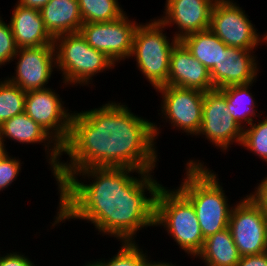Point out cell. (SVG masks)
<instances>
[{"instance_id": "obj_18", "label": "cell", "mask_w": 267, "mask_h": 266, "mask_svg": "<svg viewBox=\"0 0 267 266\" xmlns=\"http://www.w3.org/2000/svg\"><path fill=\"white\" fill-rule=\"evenodd\" d=\"M9 23L18 48L54 45L38 9L16 4Z\"/></svg>"}, {"instance_id": "obj_29", "label": "cell", "mask_w": 267, "mask_h": 266, "mask_svg": "<svg viewBox=\"0 0 267 266\" xmlns=\"http://www.w3.org/2000/svg\"><path fill=\"white\" fill-rule=\"evenodd\" d=\"M248 197L267 215V176L261 180Z\"/></svg>"}, {"instance_id": "obj_2", "label": "cell", "mask_w": 267, "mask_h": 266, "mask_svg": "<svg viewBox=\"0 0 267 266\" xmlns=\"http://www.w3.org/2000/svg\"><path fill=\"white\" fill-rule=\"evenodd\" d=\"M160 130L121 102L74 111L68 138L61 146L62 155L67 154L70 160L60 162L53 174L56 184L68 173L89 167L153 171L159 161L155 141Z\"/></svg>"}, {"instance_id": "obj_9", "label": "cell", "mask_w": 267, "mask_h": 266, "mask_svg": "<svg viewBox=\"0 0 267 266\" xmlns=\"http://www.w3.org/2000/svg\"><path fill=\"white\" fill-rule=\"evenodd\" d=\"M138 25V22L129 20L125 13L111 22L83 23L79 32L91 47L116 64L130 58Z\"/></svg>"}, {"instance_id": "obj_34", "label": "cell", "mask_w": 267, "mask_h": 266, "mask_svg": "<svg viewBox=\"0 0 267 266\" xmlns=\"http://www.w3.org/2000/svg\"><path fill=\"white\" fill-rule=\"evenodd\" d=\"M3 140L0 137V159H2L6 154H8Z\"/></svg>"}, {"instance_id": "obj_11", "label": "cell", "mask_w": 267, "mask_h": 266, "mask_svg": "<svg viewBox=\"0 0 267 266\" xmlns=\"http://www.w3.org/2000/svg\"><path fill=\"white\" fill-rule=\"evenodd\" d=\"M156 91L161 93L160 111L166 122L188 135H197L202 122L205 92L170 85L159 87Z\"/></svg>"}, {"instance_id": "obj_30", "label": "cell", "mask_w": 267, "mask_h": 266, "mask_svg": "<svg viewBox=\"0 0 267 266\" xmlns=\"http://www.w3.org/2000/svg\"><path fill=\"white\" fill-rule=\"evenodd\" d=\"M6 254L0 255V266H35L34 262L19 252Z\"/></svg>"}, {"instance_id": "obj_5", "label": "cell", "mask_w": 267, "mask_h": 266, "mask_svg": "<svg viewBox=\"0 0 267 266\" xmlns=\"http://www.w3.org/2000/svg\"><path fill=\"white\" fill-rule=\"evenodd\" d=\"M53 44L56 68L61 71L65 85L88 86L96 74L115 67L104 53L91 47L80 32L57 36Z\"/></svg>"}, {"instance_id": "obj_32", "label": "cell", "mask_w": 267, "mask_h": 266, "mask_svg": "<svg viewBox=\"0 0 267 266\" xmlns=\"http://www.w3.org/2000/svg\"><path fill=\"white\" fill-rule=\"evenodd\" d=\"M50 0H18L21 6L41 10Z\"/></svg>"}, {"instance_id": "obj_27", "label": "cell", "mask_w": 267, "mask_h": 266, "mask_svg": "<svg viewBox=\"0 0 267 266\" xmlns=\"http://www.w3.org/2000/svg\"><path fill=\"white\" fill-rule=\"evenodd\" d=\"M17 50L10 23H5L0 16V68L13 61Z\"/></svg>"}, {"instance_id": "obj_22", "label": "cell", "mask_w": 267, "mask_h": 266, "mask_svg": "<svg viewBox=\"0 0 267 266\" xmlns=\"http://www.w3.org/2000/svg\"><path fill=\"white\" fill-rule=\"evenodd\" d=\"M192 56L210 70L218 63L221 50L227 45L210 29L186 35L180 40Z\"/></svg>"}, {"instance_id": "obj_35", "label": "cell", "mask_w": 267, "mask_h": 266, "mask_svg": "<svg viewBox=\"0 0 267 266\" xmlns=\"http://www.w3.org/2000/svg\"><path fill=\"white\" fill-rule=\"evenodd\" d=\"M84 266H94L91 262L88 261V264L85 263Z\"/></svg>"}, {"instance_id": "obj_12", "label": "cell", "mask_w": 267, "mask_h": 266, "mask_svg": "<svg viewBox=\"0 0 267 266\" xmlns=\"http://www.w3.org/2000/svg\"><path fill=\"white\" fill-rule=\"evenodd\" d=\"M51 88L26 92L25 113L46 130L61 146L66 142L73 113Z\"/></svg>"}, {"instance_id": "obj_6", "label": "cell", "mask_w": 267, "mask_h": 266, "mask_svg": "<svg viewBox=\"0 0 267 266\" xmlns=\"http://www.w3.org/2000/svg\"><path fill=\"white\" fill-rule=\"evenodd\" d=\"M165 26L158 19H151L145 25H138L133 39L131 58L134 56L138 70L156 90L167 85L170 54L179 41L163 33ZM164 29V30H163Z\"/></svg>"}, {"instance_id": "obj_15", "label": "cell", "mask_w": 267, "mask_h": 266, "mask_svg": "<svg viewBox=\"0 0 267 266\" xmlns=\"http://www.w3.org/2000/svg\"><path fill=\"white\" fill-rule=\"evenodd\" d=\"M216 1L166 0L164 16L158 20L167 27L176 24L179 31L173 36L181 40L191 33L209 29L212 8Z\"/></svg>"}, {"instance_id": "obj_10", "label": "cell", "mask_w": 267, "mask_h": 266, "mask_svg": "<svg viewBox=\"0 0 267 266\" xmlns=\"http://www.w3.org/2000/svg\"><path fill=\"white\" fill-rule=\"evenodd\" d=\"M199 135H205V139L224 152L233 143L241 145L243 128L229 114L226 96L219 89L204 93L202 122L196 136Z\"/></svg>"}, {"instance_id": "obj_23", "label": "cell", "mask_w": 267, "mask_h": 266, "mask_svg": "<svg viewBox=\"0 0 267 266\" xmlns=\"http://www.w3.org/2000/svg\"><path fill=\"white\" fill-rule=\"evenodd\" d=\"M83 23H103L125 14L118 0H78Z\"/></svg>"}, {"instance_id": "obj_16", "label": "cell", "mask_w": 267, "mask_h": 266, "mask_svg": "<svg viewBox=\"0 0 267 266\" xmlns=\"http://www.w3.org/2000/svg\"><path fill=\"white\" fill-rule=\"evenodd\" d=\"M0 137L3 142L8 138L20 144L44 143L52 174L57 171L61 162V145L25 112L5 121L0 126Z\"/></svg>"}, {"instance_id": "obj_25", "label": "cell", "mask_w": 267, "mask_h": 266, "mask_svg": "<svg viewBox=\"0 0 267 266\" xmlns=\"http://www.w3.org/2000/svg\"><path fill=\"white\" fill-rule=\"evenodd\" d=\"M136 242H122L118 253L109 260L90 261L94 266H143L150 258Z\"/></svg>"}, {"instance_id": "obj_17", "label": "cell", "mask_w": 267, "mask_h": 266, "mask_svg": "<svg viewBox=\"0 0 267 266\" xmlns=\"http://www.w3.org/2000/svg\"><path fill=\"white\" fill-rule=\"evenodd\" d=\"M167 85L202 92L214 89L209 70L192 56L180 40L170 54Z\"/></svg>"}, {"instance_id": "obj_1", "label": "cell", "mask_w": 267, "mask_h": 266, "mask_svg": "<svg viewBox=\"0 0 267 266\" xmlns=\"http://www.w3.org/2000/svg\"><path fill=\"white\" fill-rule=\"evenodd\" d=\"M152 173L116 167H89L68 173L58 183L59 206L52 226L67 219L86 220L104 236L135 242L138 230L154 227L155 198L162 184ZM77 176L93 180L84 184Z\"/></svg>"}, {"instance_id": "obj_14", "label": "cell", "mask_w": 267, "mask_h": 266, "mask_svg": "<svg viewBox=\"0 0 267 266\" xmlns=\"http://www.w3.org/2000/svg\"><path fill=\"white\" fill-rule=\"evenodd\" d=\"M253 53V50L228 46L221 50L218 63L209 70L214 89L257 80L259 68Z\"/></svg>"}, {"instance_id": "obj_24", "label": "cell", "mask_w": 267, "mask_h": 266, "mask_svg": "<svg viewBox=\"0 0 267 266\" xmlns=\"http://www.w3.org/2000/svg\"><path fill=\"white\" fill-rule=\"evenodd\" d=\"M26 92L7 78L0 81V126L10 118L25 112Z\"/></svg>"}, {"instance_id": "obj_13", "label": "cell", "mask_w": 267, "mask_h": 266, "mask_svg": "<svg viewBox=\"0 0 267 266\" xmlns=\"http://www.w3.org/2000/svg\"><path fill=\"white\" fill-rule=\"evenodd\" d=\"M15 58L18 59L15 75L7 78L11 83L25 92L48 88L46 86L56 68L54 45L18 48L13 60Z\"/></svg>"}, {"instance_id": "obj_21", "label": "cell", "mask_w": 267, "mask_h": 266, "mask_svg": "<svg viewBox=\"0 0 267 266\" xmlns=\"http://www.w3.org/2000/svg\"><path fill=\"white\" fill-rule=\"evenodd\" d=\"M253 83L230 85L219 89L226 96L229 114L242 128L248 127L247 123L251 125L254 122L253 118L258 116V110L255 109L257 103L250 91Z\"/></svg>"}, {"instance_id": "obj_3", "label": "cell", "mask_w": 267, "mask_h": 266, "mask_svg": "<svg viewBox=\"0 0 267 266\" xmlns=\"http://www.w3.org/2000/svg\"><path fill=\"white\" fill-rule=\"evenodd\" d=\"M177 188L193 205L204 238L228 227L233 206L213 170L199 160H188ZM213 171V172H212Z\"/></svg>"}, {"instance_id": "obj_31", "label": "cell", "mask_w": 267, "mask_h": 266, "mask_svg": "<svg viewBox=\"0 0 267 266\" xmlns=\"http://www.w3.org/2000/svg\"><path fill=\"white\" fill-rule=\"evenodd\" d=\"M236 266H267V251L260 254L241 256Z\"/></svg>"}, {"instance_id": "obj_33", "label": "cell", "mask_w": 267, "mask_h": 266, "mask_svg": "<svg viewBox=\"0 0 267 266\" xmlns=\"http://www.w3.org/2000/svg\"><path fill=\"white\" fill-rule=\"evenodd\" d=\"M153 260H148L143 266H176V264H172L171 262L170 263H166V261H153Z\"/></svg>"}, {"instance_id": "obj_4", "label": "cell", "mask_w": 267, "mask_h": 266, "mask_svg": "<svg viewBox=\"0 0 267 266\" xmlns=\"http://www.w3.org/2000/svg\"><path fill=\"white\" fill-rule=\"evenodd\" d=\"M160 186L155 198L154 226H164L174 242L190 256L196 257L204 244L192 203L178 190Z\"/></svg>"}, {"instance_id": "obj_20", "label": "cell", "mask_w": 267, "mask_h": 266, "mask_svg": "<svg viewBox=\"0 0 267 266\" xmlns=\"http://www.w3.org/2000/svg\"><path fill=\"white\" fill-rule=\"evenodd\" d=\"M197 257L206 266H236L241 255L227 227L207 237Z\"/></svg>"}, {"instance_id": "obj_26", "label": "cell", "mask_w": 267, "mask_h": 266, "mask_svg": "<svg viewBox=\"0 0 267 266\" xmlns=\"http://www.w3.org/2000/svg\"><path fill=\"white\" fill-rule=\"evenodd\" d=\"M259 122L252 123L247 128H243V138L240 146L254 152L267 163V116Z\"/></svg>"}, {"instance_id": "obj_28", "label": "cell", "mask_w": 267, "mask_h": 266, "mask_svg": "<svg viewBox=\"0 0 267 266\" xmlns=\"http://www.w3.org/2000/svg\"><path fill=\"white\" fill-rule=\"evenodd\" d=\"M21 160L6 154L0 159V191L11 186L21 171Z\"/></svg>"}, {"instance_id": "obj_19", "label": "cell", "mask_w": 267, "mask_h": 266, "mask_svg": "<svg viewBox=\"0 0 267 266\" xmlns=\"http://www.w3.org/2000/svg\"><path fill=\"white\" fill-rule=\"evenodd\" d=\"M40 13L46 30L53 38L79 32L83 24L78 0H50Z\"/></svg>"}, {"instance_id": "obj_7", "label": "cell", "mask_w": 267, "mask_h": 266, "mask_svg": "<svg viewBox=\"0 0 267 266\" xmlns=\"http://www.w3.org/2000/svg\"><path fill=\"white\" fill-rule=\"evenodd\" d=\"M233 0H217L211 12L209 29L228 47L254 50L261 42L266 43V35L261 37L257 28ZM262 39V40H261Z\"/></svg>"}, {"instance_id": "obj_8", "label": "cell", "mask_w": 267, "mask_h": 266, "mask_svg": "<svg viewBox=\"0 0 267 266\" xmlns=\"http://www.w3.org/2000/svg\"><path fill=\"white\" fill-rule=\"evenodd\" d=\"M228 228L241 256L267 251V215L248 195L233 206Z\"/></svg>"}]
</instances>
